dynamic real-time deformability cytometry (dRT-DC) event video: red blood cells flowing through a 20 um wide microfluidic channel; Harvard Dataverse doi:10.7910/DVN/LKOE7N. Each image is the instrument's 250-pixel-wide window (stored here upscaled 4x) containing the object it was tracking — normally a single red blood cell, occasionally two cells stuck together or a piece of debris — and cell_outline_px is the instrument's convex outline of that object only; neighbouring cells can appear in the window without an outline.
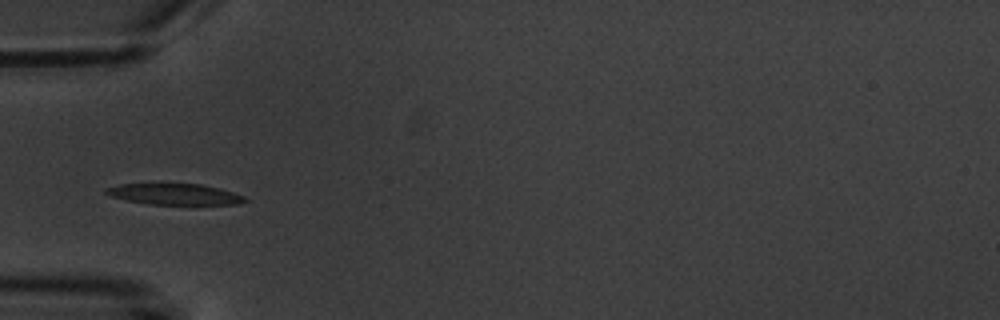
{"species": "common noctule bat (a hibernating species)", "species_latin": "Nyctalus noctula", "temperature_condition": "warm", "stored_images_in_passage": 7, "camera_frame_rate_fps": 3000, "um_per_image_px": 0.085, "animal": {"sex": "male", "body_mass_g": 20.1, "forearm_length_mm": 53.5}, "frame": {"image": 1, "passage_image": 7, "time_ms": 6.667, "image_size_px": [1000, 320], "cell_outline_px": [[248, 200], [240, 204], [188, 208], [148, 204], [128, 200], [112, 196], [104, 192], [104, 188], [120, 184], [160, 180], [200, 184], [220, 188], [244, 196]], "centroid_in_image_um": [14.88, 16.51], "position_along_channel_um": 70.1, "area_um2": 19.31}}